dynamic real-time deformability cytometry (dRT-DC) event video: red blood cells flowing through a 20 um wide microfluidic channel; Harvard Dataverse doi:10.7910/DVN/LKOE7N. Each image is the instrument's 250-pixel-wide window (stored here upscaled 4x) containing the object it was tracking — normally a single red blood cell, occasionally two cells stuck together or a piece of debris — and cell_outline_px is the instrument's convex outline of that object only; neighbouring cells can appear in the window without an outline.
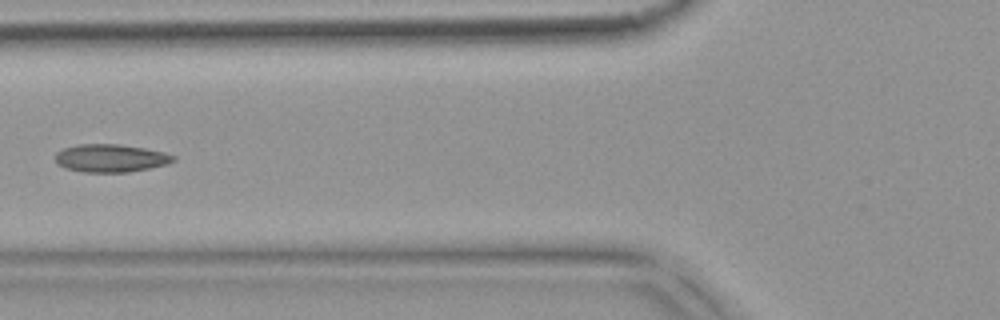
{"species": "common noctule bat (a hibernating species)", "species_latin": "Nyctalus noctula", "temperature_condition": "warm", "stored_images_in_passage": 6, "segment_of_instrument_passage": [2, 2], "camera_frame_rate_fps": 3000, "um_per_image_px": 0.085, "animal": {"sex": "female", "body_mass_g": 18.4}, "frame": {"image": 1, "passage_image": 6, "time_ms": 1.667, "image_size_px": [1000, 320], "cell_outline_px": [[176, 160], [168, 164], [128, 172], [84, 172], [64, 168], [56, 164], [56, 152], [64, 148], [76, 144], [120, 144], [144, 148], [164, 152], [176, 156]], "centroid_in_image_um": [9.4, 13.44], "position_along_channel_um": 116.4, "area_um2": 19.31}}